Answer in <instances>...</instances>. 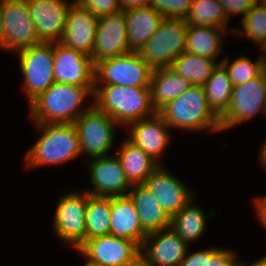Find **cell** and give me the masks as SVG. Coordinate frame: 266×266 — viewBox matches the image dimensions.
<instances>
[{"label":"cell","mask_w":266,"mask_h":266,"mask_svg":"<svg viewBox=\"0 0 266 266\" xmlns=\"http://www.w3.org/2000/svg\"><path fill=\"white\" fill-rule=\"evenodd\" d=\"M31 124L38 137L22 157L24 171L63 166L82 157L80 140L73 123Z\"/></svg>","instance_id":"6da1fadb"},{"label":"cell","mask_w":266,"mask_h":266,"mask_svg":"<svg viewBox=\"0 0 266 266\" xmlns=\"http://www.w3.org/2000/svg\"><path fill=\"white\" fill-rule=\"evenodd\" d=\"M93 94L94 87L54 82L28 104V116L34 124L74 123L93 106Z\"/></svg>","instance_id":"7a4b0ae2"},{"label":"cell","mask_w":266,"mask_h":266,"mask_svg":"<svg viewBox=\"0 0 266 266\" xmlns=\"http://www.w3.org/2000/svg\"><path fill=\"white\" fill-rule=\"evenodd\" d=\"M158 113L171 130L177 132H221L220 118L209 107L202 86H191L179 97L164 105Z\"/></svg>","instance_id":"3957f363"},{"label":"cell","mask_w":266,"mask_h":266,"mask_svg":"<svg viewBox=\"0 0 266 266\" xmlns=\"http://www.w3.org/2000/svg\"><path fill=\"white\" fill-rule=\"evenodd\" d=\"M93 105L108 114L122 129L154 115L150 87L94 86Z\"/></svg>","instance_id":"277c9868"},{"label":"cell","mask_w":266,"mask_h":266,"mask_svg":"<svg viewBox=\"0 0 266 266\" xmlns=\"http://www.w3.org/2000/svg\"><path fill=\"white\" fill-rule=\"evenodd\" d=\"M68 189L58 195L50 226L56 239L75 251L86 240L88 192L78 187Z\"/></svg>","instance_id":"5b68a950"},{"label":"cell","mask_w":266,"mask_h":266,"mask_svg":"<svg viewBox=\"0 0 266 266\" xmlns=\"http://www.w3.org/2000/svg\"><path fill=\"white\" fill-rule=\"evenodd\" d=\"M53 42H40L14 53L22 76L21 87L27 104L31 103L53 83Z\"/></svg>","instance_id":"8992f818"},{"label":"cell","mask_w":266,"mask_h":266,"mask_svg":"<svg viewBox=\"0 0 266 266\" xmlns=\"http://www.w3.org/2000/svg\"><path fill=\"white\" fill-rule=\"evenodd\" d=\"M73 124L80 140L81 155L83 159L86 156L84 160L114 153L113 150L117 147L115 144H118L115 141L116 133L122 128L108 114L93 105Z\"/></svg>","instance_id":"52a82bcc"},{"label":"cell","mask_w":266,"mask_h":266,"mask_svg":"<svg viewBox=\"0 0 266 266\" xmlns=\"http://www.w3.org/2000/svg\"><path fill=\"white\" fill-rule=\"evenodd\" d=\"M257 115L266 119V77L264 70L255 78L233 86L230 106L220 117L221 132L252 122Z\"/></svg>","instance_id":"ba28073f"},{"label":"cell","mask_w":266,"mask_h":266,"mask_svg":"<svg viewBox=\"0 0 266 266\" xmlns=\"http://www.w3.org/2000/svg\"><path fill=\"white\" fill-rule=\"evenodd\" d=\"M187 30L185 19L164 18L138 53L152 69L170 67L185 49Z\"/></svg>","instance_id":"9c48e42d"},{"label":"cell","mask_w":266,"mask_h":266,"mask_svg":"<svg viewBox=\"0 0 266 266\" xmlns=\"http://www.w3.org/2000/svg\"><path fill=\"white\" fill-rule=\"evenodd\" d=\"M0 41L9 54L40 43L27 0H2Z\"/></svg>","instance_id":"30bf717a"},{"label":"cell","mask_w":266,"mask_h":266,"mask_svg":"<svg viewBox=\"0 0 266 266\" xmlns=\"http://www.w3.org/2000/svg\"><path fill=\"white\" fill-rule=\"evenodd\" d=\"M153 69L138 52L105 59L95 65V86L150 87Z\"/></svg>","instance_id":"8fae6325"},{"label":"cell","mask_w":266,"mask_h":266,"mask_svg":"<svg viewBox=\"0 0 266 266\" xmlns=\"http://www.w3.org/2000/svg\"><path fill=\"white\" fill-rule=\"evenodd\" d=\"M75 252L98 266H130L140 257L141 247L132 240L109 234L86 239Z\"/></svg>","instance_id":"7c38bea8"},{"label":"cell","mask_w":266,"mask_h":266,"mask_svg":"<svg viewBox=\"0 0 266 266\" xmlns=\"http://www.w3.org/2000/svg\"><path fill=\"white\" fill-rule=\"evenodd\" d=\"M82 164L87 168L90 185L81 189L90 195L100 197L126 196L131 189L132 185L126 179L124 169L115 153L83 160Z\"/></svg>","instance_id":"4fadbf2b"},{"label":"cell","mask_w":266,"mask_h":266,"mask_svg":"<svg viewBox=\"0 0 266 266\" xmlns=\"http://www.w3.org/2000/svg\"><path fill=\"white\" fill-rule=\"evenodd\" d=\"M126 138L134 145L140 147L159 165H165L162 158L168 151V147L174 140V131L164 121L163 117L156 112L154 115L143 118L127 125Z\"/></svg>","instance_id":"5bb4252c"},{"label":"cell","mask_w":266,"mask_h":266,"mask_svg":"<svg viewBox=\"0 0 266 266\" xmlns=\"http://www.w3.org/2000/svg\"><path fill=\"white\" fill-rule=\"evenodd\" d=\"M144 185L170 218L198 195L184 179L178 178L165 165H159L145 180Z\"/></svg>","instance_id":"9a60e30c"},{"label":"cell","mask_w":266,"mask_h":266,"mask_svg":"<svg viewBox=\"0 0 266 266\" xmlns=\"http://www.w3.org/2000/svg\"><path fill=\"white\" fill-rule=\"evenodd\" d=\"M54 82L83 87L95 86V66L89 55L54 42Z\"/></svg>","instance_id":"2e32d148"},{"label":"cell","mask_w":266,"mask_h":266,"mask_svg":"<svg viewBox=\"0 0 266 266\" xmlns=\"http://www.w3.org/2000/svg\"><path fill=\"white\" fill-rule=\"evenodd\" d=\"M127 35L123 11L98 18L95 44L90 56L93 65L129 53Z\"/></svg>","instance_id":"e0dca14e"},{"label":"cell","mask_w":266,"mask_h":266,"mask_svg":"<svg viewBox=\"0 0 266 266\" xmlns=\"http://www.w3.org/2000/svg\"><path fill=\"white\" fill-rule=\"evenodd\" d=\"M40 42H60L74 0H27Z\"/></svg>","instance_id":"ac0fdd59"},{"label":"cell","mask_w":266,"mask_h":266,"mask_svg":"<svg viewBox=\"0 0 266 266\" xmlns=\"http://www.w3.org/2000/svg\"><path fill=\"white\" fill-rule=\"evenodd\" d=\"M188 247L171 228H167L146 236L140 256L153 266H179Z\"/></svg>","instance_id":"d6986e66"},{"label":"cell","mask_w":266,"mask_h":266,"mask_svg":"<svg viewBox=\"0 0 266 266\" xmlns=\"http://www.w3.org/2000/svg\"><path fill=\"white\" fill-rule=\"evenodd\" d=\"M97 23V17L73 2L69 8L60 43L91 56L95 44Z\"/></svg>","instance_id":"ffe728a7"},{"label":"cell","mask_w":266,"mask_h":266,"mask_svg":"<svg viewBox=\"0 0 266 266\" xmlns=\"http://www.w3.org/2000/svg\"><path fill=\"white\" fill-rule=\"evenodd\" d=\"M196 198L197 195L170 220V228L190 247L204 236L210 218L217 216L213 208L206 213L200 203H196Z\"/></svg>","instance_id":"44dd1931"},{"label":"cell","mask_w":266,"mask_h":266,"mask_svg":"<svg viewBox=\"0 0 266 266\" xmlns=\"http://www.w3.org/2000/svg\"><path fill=\"white\" fill-rule=\"evenodd\" d=\"M110 234L132 240L140 247L148 235L143 230L138 211L128 195L111 197Z\"/></svg>","instance_id":"7402d4cb"},{"label":"cell","mask_w":266,"mask_h":266,"mask_svg":"<svg viewBox=\"0 0 266 266\" xmlns=\"http://www.w3.org/2000/svg\"><path fill=\"white\" fill-rule=\"evenodd\" d=\"M229 35L232 34L224 28L188 25L184 51L208 57L215 61H222L223 54H226L224 53L223 47L225 45L223 44H225V37H230Z\"/></svg>","instance_id":"603a6c76"},{"label":"cell","mask_w":266,"mask_h":266,"mask_svg":"<svg viewBox=\"0 0 266 266\" xmlns=\"http://www.w3.org/2000/svg\"><path fill=\"white\" fill-rule=\"evenodd\" d=\"M127 195L137 209L140 224L147 234L170 228L171 218L144 183L133 184Z\"/></svg>","instance_id":"cb8c5ba5"},{"label":"cell","mask_w":266,"mask_h":266,"mask_svg":"<svg viewBox=\"0 0 266 266\" xmlns=\"http://www.w3.org/2000/svg\"><path fill=\"white\" fill-rule=\"evenodd\" d=\"M127 23L129 50L139 52L146 42L156 33L165 18L151 6L124 11Z\"/></svg>","instance_id":"d4e9b609"},{"label":"cell","mask_w":266,"mask_h":266,"mask_svg":"<svg viewBox=\"0 0 266 266\" xmlns=\"http://www.w3.org/2000/svg\"><path fill=\"white\" fill-rule=\"evenodd\" d=\"M126 179L131 185L142 184L159 166L146 152L140 147L131 143L125 136L123 142H119L115 148Z\"/></svg>","instance_id":"484cf974"},{"label":"cell","mask_w":266,"mask_h":266,"mask_svg":"<svg viewBox=\"0 0 266 266\" xmlns=\"http://www.w3.org/2000/svg\"><path fill=\"white\" fill-rule=\"evenodd\" d=\"M190 87L189 81L171 67L153 69L150 82L152 106L158 112Z\"/></svg>","instance_id":"4316f807"},{"label":"cell","mask_w":266,"mask_h":266,"mask_svg":"<svg viewBox=\"0 0 266 266\" xmlns=\"http://www.w3.org/2000/svg\"><path fill=\"white\" fill-rule=\"evenodd\" d=\"M219 63L221 61L183 51L170 67L187 79L191 86L203 87Z\"/></svg>","instance_id":"83f0119b"},{"label":"cell","mask_w":266,"mask_h":266,"mask_svg":"<svg viewBox=\"0 0 266 266\" xmlns=\"http://www.w3.org/2000/svg\"><path fill=\"white\" fill-rule=\"evenodd\" d=\"M203 88L209 107L220 118L230 106L233 90L232 81L222 63L217 65Z\"/></svg>","instance_id":"f1b7e54d"},{"label":"cell","mask_w":266,"mask_h":266,"mask_svg":"<svg viewBox=\"0 0 266 266\" xmlns=\"http://www.w3.org/2000/svg\"><path fill=\"white\" fill-rule=\"evenodd\" d=\"M185 21L191 26L224 28L228 30L232 36L235 29V27H229L230 23L218 0H193Z\"/></svg>","instance_id":"f546056e"},{"label":"cell","mask_w":266,"mask_h":266,"mask_svg":"<svg viewBox=\"0 0 266 266\" xmlns=\"http://www.w3.org/2000/svg\"><path fill=\"white\" fill-rule=\"evenodd\" d=\"M111 197L88 193L86 207V239L110 234Z\"/></svg>","instance_id":"4dcf8cb0"},{"label":"cell","mask_w":266,"mask_h":266,"mask_svg":"<svg viewBox=\"0 0 266 266\" xmlns=\"http://www.w3.org/2000/svg\"><path fill=\"white\" fill-rule=\"evenodd\" d=\"M243 53H239L232 60L230 56L226 55L222 59L221 63L227 69L228 76L232 81L233 86L243 84L252 78L258 76L263 70L265 64L260 55L259 57L250 59L249 56Z\"/></svg>","instance_id":"1f68e13d"},{"label":"cell","mask_w":266,"mask_h":266,"mask_svg":"<svg viewBox=\"0 0 266 266\" xmlns=\"http://www.w3.org/2000/svg\"><path fill=\"white\" fill-rule=\"evenodd\" d=\"M239 26L234 29V37L250 40L249 43L257 48L266 38V10L255 3Z\"/></svg>","instance_id":"d6a6232c"},{"label":"cell","mask_w":266,"mask_h":266,"mask_svg":"<svg viewBox=\"0 0 266 266\" xmlns=\"http://www.w3.org/2000/svg\"><path fill=\"white\" fill-rule=\"evenodd\" d=\"M212 245L206 248V266H240L238 250ZM240 257V258H239Z\"/></svg>","instance_id":"836d02e7"},{"label":"cell","mask_w":266,"mask_h":266,"mask_svg":"<svg viewBox=\"0 0 266 266\" xmlns=\"http://www.w3.org/2000/svg\"><path fill=\"white\" fill-rule=\"evenodd\" d=\"M193 0H151L149 6L165 18L185 19Z\"/></svg>","instance_id":"e575fe53"},{"label":"cell","mask_w":266,"mask_h":266,"mask_svg":"<svg viewBox=\"0 0 266 266\" xmlns=\"http://www.w3.org/2000/svg\"><path fill=\"white\" fill-rule=\"evenodd\" d=\"M74 2L87 9L97 18L122 11L119 0H74Z\"/></svg>","instance_id":"d590c367"},{"label":"cell","mask_w":266,"mask_h":266,"mask_svg":"<svg viewBox=\"0 0 266 266\" xmlns=\"http://www.w3.org/2000/svg\"><path fill=\"white\" fill-rule=\"evenodd\" d=\"M218 2L221 4L223 12L230 22L234 16L235 18L239 17V21H241L256 3V0H218Z\"/></svg>","instance_id":"8d00e7d4"},{"label":"cell","mask_w":266,"mask_h":266,"mask_svg":"<svg viewBox=\"0 0 266 266\" xmlns=\"http://www.w3.org/2000/svg\"><path fill=\"white\" fill-rule=\"evenodd\" d=\"M179 266H206V246L198 250L189 246Z\"/></svg>","instance_id":"74e56055"},{"label":"cell","mask_w":266,"mask_h":266,"mask_svg":"<svg viewBox=\"0 0 266 266\" xmlns=\"http://www.w3.org/2000/svg\"><path fill=\"white\" fill-rule=\"evenodd\" d=\"M252 209L254 210L255 219L258 220L260 227L266 231V193L263 196L255 195L251 202Z\"/></svg>","instance_id":"f35d334b"},{"label":"cell","mask_w":266,"mask_h":266,"mask_svg":"<svg viewBox=\"0 0 266 266\" xmlns=\"http://www.w3.org/2000/svg\"><path fill=\"white\" fill-rule=\"evenodd\" d=\"M151 0H119V6L124 12L126 10L147 7L149 6Z\"/></svg>","instance_id":"ab89813d"},{"label":"cell","mask_w":266,"mask_h":266,"mask_svg":"<svg viewBox=\"0 0 266 266\" xmlns=\"http://www.w3.org/2000/svg\"><path fill=\"white\" fill-rule=\"evenodd\" d=\"M258 148V157L257 161L259 162V165L262 167V171H265L266 174V137L262 141V143L259 145Z\"/></svg>","instance_id":"60d3db41"},{"label":"cell","mask_w":266,"mask_h":266,"mask_svg":"<svg viewBox=\"0 0 266 266\" xmlns=\"http://www.w3.org/2000/svg\"><path fill=\"white\" fill-rule=\"evenodd\" d=\"M240 266H266V255L255 259V261H250V263L241 260Z\"/></svg>","instance_id":"b9f144b4"},{"label":"cell","mask_w":266,"mask_h":266,"mask_svg":"<svg viewBox=\"0 0 266 266\" xmlns=\"http://www.w3.org/2000/svg\"><path fill=\"white\" fill-rule=\"evenodd\" d=\"M260 52V56L263 59V63L266 65V38L262 41V43L257 47Z\"/></svg>","instance_id":"7bdbcfd3"},{"label":"cell","mask_w":266,"mask_h":266,"mask_svg":"<svg viewBox=\"0 0 266 266\" xmlns=\"http://www.w3.org/2000/svg\"><path fill=\"white\" fill-rule=\"evenodd\" d=\"M130 266H153L149 263H147L141 256Z\"/></svg>","instance_id":"ee69618b"},{"label":"cell","mask_w":266,"mask_h":266,"mask_svg":"<svg viewBox=\"0 0 266 266\" xmlns=\"http://www.w3.org/2000/svg\"><path fill=\"white\" fill-rule=\"evenodd\" d=\"M256 4H258L259 6H261L266 10V0H256Z\"/></svg>","instance_id":"f6af8a7d"},{"label":"cell","mask_w":266,"mask_h":266,"mask_svg":"<svg viewBox=\"0 0 266 266\" xmlns=\"http://www.w3.org/2000/svg\"><path fill=\"white\" fill-rule=\"evenodd\" d=\"M2 23V0H0V29ZM0 50H1V41H0Z\"/></svg>","instance_id":"bcb514c9"},{"label":"cell","mask_w":266,"mask_h":266,"mask_svg":"<svg viewBox=\"0 0 266 266\" xmlns=\"http://www.w3.org/2000/svg\"><path fill=\"white\" fill-rule=\"evenodd\" d=\"M82 260L84 261V264H82L81 266H98L96 264L88 262L85 258H83Z\"/></svg>","instance_id":"7dc6e473"},{"label":"cell","mask_w":266,"mask_h":266,"mask_svg":"<svg viewBox=\"0 0 266 266\" xmlns=\"http://www.w3.org/2000/svg\"><path fill=\"white\" fill-rule=\"evenodd\" d=\"M264 71H265V77H266V65L264 66Z\"/></svg>","instance_id":"c3c4849f"}]
</instances>
